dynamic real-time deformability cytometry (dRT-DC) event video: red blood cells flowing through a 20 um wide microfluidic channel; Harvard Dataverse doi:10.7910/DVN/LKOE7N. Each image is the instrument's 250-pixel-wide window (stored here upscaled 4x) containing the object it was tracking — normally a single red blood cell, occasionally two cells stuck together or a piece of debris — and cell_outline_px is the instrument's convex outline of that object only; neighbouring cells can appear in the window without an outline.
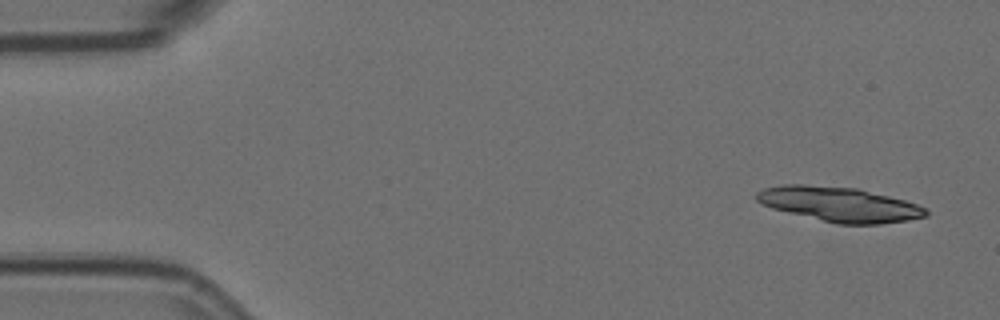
{"species": "Egyptian fruit bat (a non-hibernating species)", "species_latin": "Rousettus aegyptiacus", "temperature_condition": "room temperature", "stored_images_in_passage": 6, "camera_frame_rate_fps": 3000, "um_per_image_px": 0.085, "animal": {"sex": "female"}, "frame": {"image": 1, "passage_image": 1, "time_ms": 0.0, "image_size_px": [1000, 320], "cell_outline_px": [[928, 216], [908, 220], [880, 224], [836, 224], [772, 208], [756, 200], [756, 192], [764, 188], [784, 184], [804, 184], [856, 188], [904, 200], [928, 208]], "centroid_in_image_um": [71.36, 17.37], "position_along_channel_um": 13.6, "area_um2": 34.1}}